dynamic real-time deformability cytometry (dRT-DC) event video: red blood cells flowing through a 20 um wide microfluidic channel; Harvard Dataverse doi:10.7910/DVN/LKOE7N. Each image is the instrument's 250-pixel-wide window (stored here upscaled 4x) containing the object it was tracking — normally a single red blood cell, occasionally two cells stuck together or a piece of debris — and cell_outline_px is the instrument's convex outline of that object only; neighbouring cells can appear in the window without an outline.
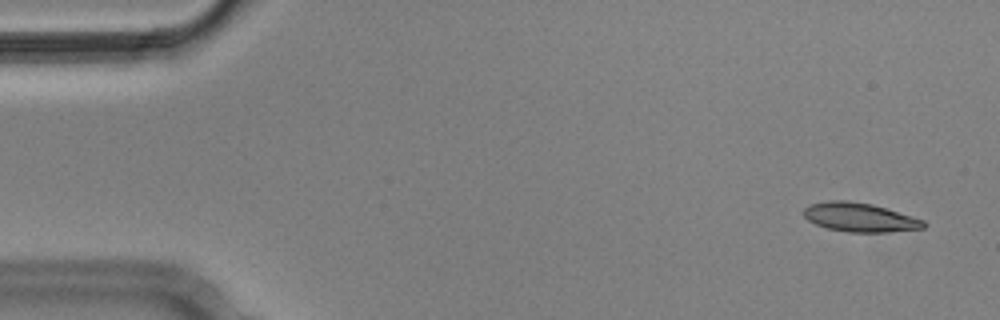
{"species": "Egyptian fruit bat (a non-hibernating species)", "species_latin": "Rousettus aegyptiacus", "temperature_condition": "cold", "stored_images_in_passage": 4, "camera_frame_rate_fps": 3000, "um_per_image_px": 0.085, "animal": {"sex": "male"}, "frame": {"image": 1, "passage_image": 1, "time_ms": 0.0, "image_size_px": [1000, 320], "cell_outline_px": [[928, 224], [924, 228], [888, 232], [848, 232], [828, 228], [816, 224], [808, 220], [804, 216], [804, 208], [812, 204], [832, 200], [844, 200], [872, 204], [924, 220]], "centroid_in_image_um": [73.1, 18.48], "position_along_channel_um": 11.9, "area_um2": 20.0}}